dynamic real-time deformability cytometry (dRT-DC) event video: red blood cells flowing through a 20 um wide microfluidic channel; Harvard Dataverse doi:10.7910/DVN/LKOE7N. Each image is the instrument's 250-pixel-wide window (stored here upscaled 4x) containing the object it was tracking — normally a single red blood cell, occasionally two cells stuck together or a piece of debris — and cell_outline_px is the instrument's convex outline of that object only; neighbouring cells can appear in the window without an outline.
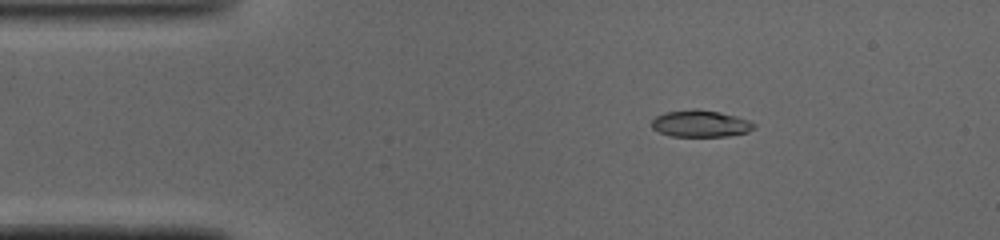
{"species": "common noctule bat (a hibernating species)", "species_latin": "Nyctalus noctula", "temperature_condition": "cold", "stored_images_in_passage": 46, "camera_frame_rate_fps": 3000, "um_per_image_px": 0.085, "animal": {"sex": "male", "body_mass_g": 19.0, "forearm_length_mm": 50.8}, "frame": {"image": 1, "passage_image": 5, "time_ms": 1.333, "image_size_px": [1000, 240], "cell_outline_px": [[756, 128], [748, 132], [728, 136], [672, 136], [660, 132], [652, 128], [652, 120], [656, 116], [664, 112], [692, 108], [696, 108], [720, 112], [752, 120], [756, 124]], "centroid_in_image_um": [59.59, 10.49], "position_along_channel_um": 25.4, "area_um2": 16.24}}
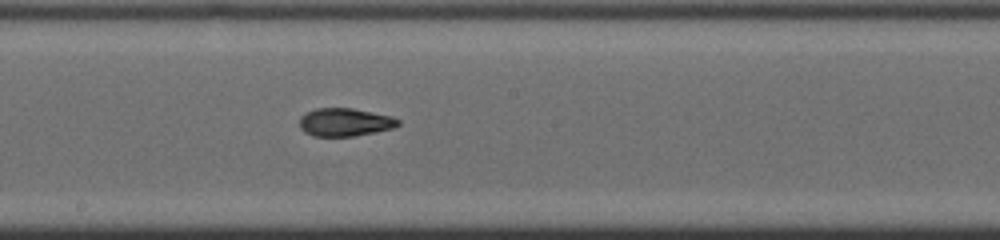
{"frame": {"image": 2, "passage_image": 23, "time_ms": 7.333, "image_size_px": [1000, 240], "cell_outline_px": [[400, 124], [396, 128], [376, 132], [352, 136], [312, 136], [304, 132], [300, 128], [300, 116], [316, 108], [352, 108], [392, 116], [400, 120]], "centroid_in_image_um": [29.34, 10.39], "position_along_channel_um": 218.9, "area_um2": 16.24}}
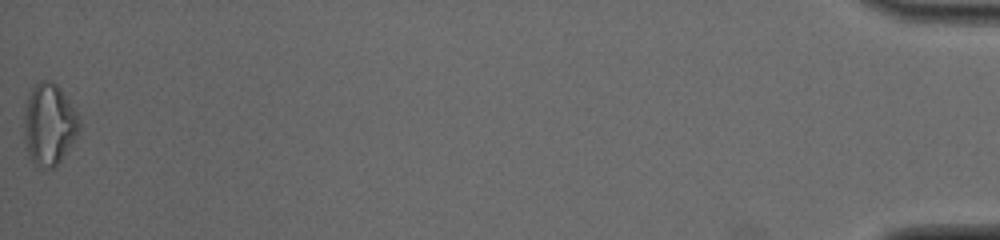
{"frame": {"image": 3, "passage_image": 46, "time_ms": 15.0, "image_size_px": [1000, 240], "cell_outline_px": [[80, 128], [68, 148], [60, 160], [52, 168], [48, 168], [36, 164], [28, 156], [24, 140], [24, 108], [28, 96], [32, 88], [40, 80], [52, 80], [60, 88], [80, 116]], "centroid_in_image_um": [4.16, 10.52], "position_along_channel_um": 431.0, "area_um2": 26.13}, "authors_computed_cell_mechanics": {"area_um2": 16.5597, "velocity_mm_per_s": 4.1264, "shape_relaxation_time_tau1_ms": 7.7335, "shape_relaxation_time_tau2_ms": 1.4496, "deformation_change_tau1": 0.2026, "deformation_change_tau2": 0.0758}}